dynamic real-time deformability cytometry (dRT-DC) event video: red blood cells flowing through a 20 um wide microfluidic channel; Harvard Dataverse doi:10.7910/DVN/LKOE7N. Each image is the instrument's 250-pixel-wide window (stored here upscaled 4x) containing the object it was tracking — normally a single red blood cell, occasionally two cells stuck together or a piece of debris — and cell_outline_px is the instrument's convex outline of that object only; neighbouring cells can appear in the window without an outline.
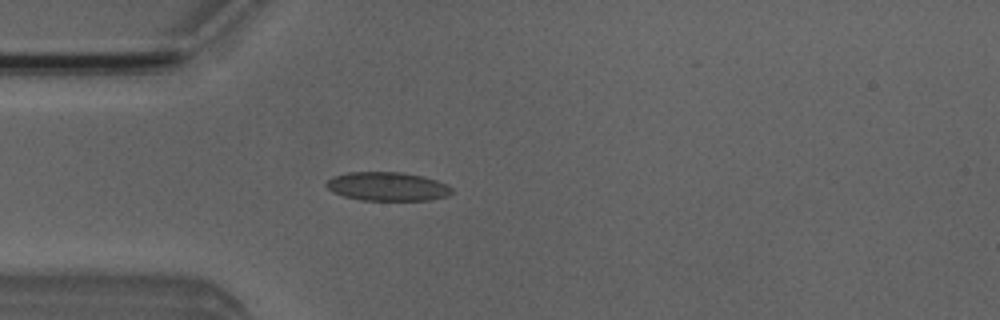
{"species": "Egyptian fruit bat (a non-hibernating species)", "species_latin": "Rousettus aegyptiacus", "temperature_condition": "room temperature", "stored_images_in_passage": 52, "camera_frame_rate_fps": 3000, "um_per_image_px": 0.085, "animal": {"sex": "male"}, "frame": {"image": 1, "passage_image": 14, "time_ms": 4.333, "image_size_px": [1000, 320], "cell_outline_px": [[452, 192], [448, 196], [428, 200], [360, 200], [344, 196], [332, 192], [324, 184], [332, 176], [348, 172], [400, 172], [424, 176], [448, 184], [452, 188]], "centroid_in_image_um": [32.93, 15.84], "position_along_channel_um": 52.1, "area_um2": 21.15}}
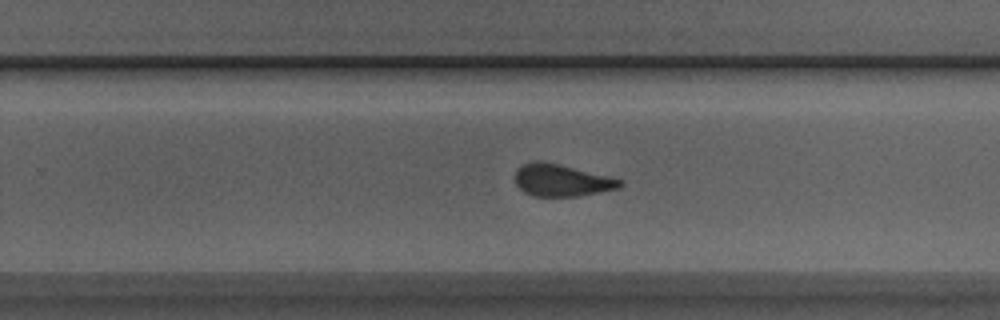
{"frame": {"image": 2, "passage_image": 32, "time_ms": 10.333, "image_size_px": [1000, 320], "cell_outline_px": [[624, 184], [620, 188], [580, 196], [532, 196], [524, 192], [516, 184], [516, 168], [524, 164], [536, 160], [544, 160], [624, 180]], "centroid_in_image_um": [47.75, 15.32], "position_along_channel_um": 282.0, "area_um2": 19.77}}
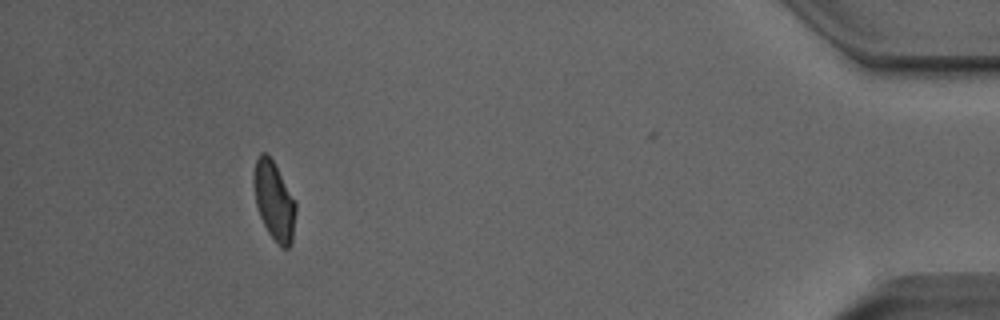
{"frame": {"image": 3, "passage_image": 47, "time_ms": 15.333, "image_size_px": [1000, 320], "cell_outline_px": [[296, 212], [292, 244], [288, 248], [280, 248], [268, 232], [260, 216], [256, 204], [252, 184], [252, 172], [256, 160], [260, 152], [264, 152], [272, 160], [296, 200]], "centroid_in_image_um": [23.29, 17.08], "position_along_channel_um": 411.9, "area_um2": 19.54}, "authors_computed_cell_mechanics": {"area_um2": 20.3456, "velocity_mm_per_s": 3.9437, "shape_relaxation_time_tau1_ms": 10.1614, "shape_relaxation_time_tau2_ms": 1.2115, "deformation_change_tau1": 0.1973, "deformation_change_tau2": 0.0876}}